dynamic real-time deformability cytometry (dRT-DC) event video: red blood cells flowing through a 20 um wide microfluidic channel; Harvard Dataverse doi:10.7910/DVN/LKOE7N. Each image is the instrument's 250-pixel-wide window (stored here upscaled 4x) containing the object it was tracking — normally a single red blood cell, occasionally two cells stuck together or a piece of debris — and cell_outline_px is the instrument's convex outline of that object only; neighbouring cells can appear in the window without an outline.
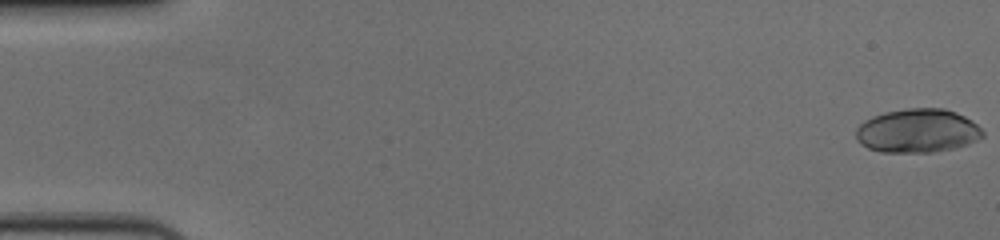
{"species": "human", "species_latin": "Homo sapiens", "temperature_condition": "cold", "stored_images_in_passage": 58, "camera_frame_rate_fps": 3000, "um_per_image_px": 0.085, "donor": {"sex": "female"}, "frame": {"image": 1, "passage_image": 1, "time_ms": 0.0, "image_size_px": [1000, 240], "cell_outline_px": [[984, 136], [968, 144], [952, 148], [932, 152], [880, 152], [868, 148], [860, 144], [856, 140], [856, 128], [864, 120], [872, 116], [884, 112], [908, 108], [944, 108], [956, 112], [964, 116], [976, 124], [984, 132]], "centroid_in_image_um": [77.96, 11.11], "position_along_channel_um": 7.0, "area_um2": 32.43}}
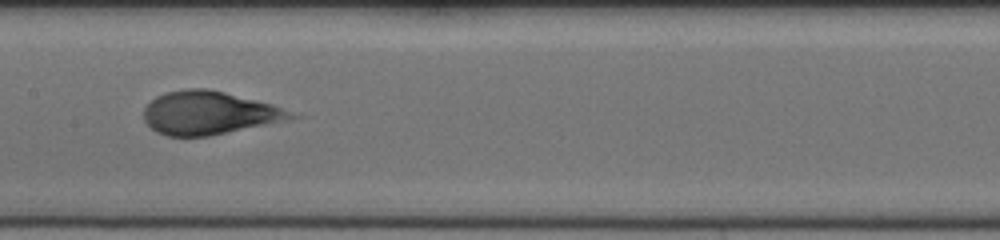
{"frame": {"image": 2, "passage_image": 30, "time_ms": 9.667, "image_size_px": [1000, 240], "cell_outline_px": [[300, 116], [288, 120], [208, 136], [168, 136], [156, 132], [144, 120], [144, 108], [156, 96], [164, 92], [188, 88], [208, 88], [272, 104]], "centroid_in_image_um": [17.74, 9.59], "position_along_channel_um": 189.7, "area_um2": 36.82}}
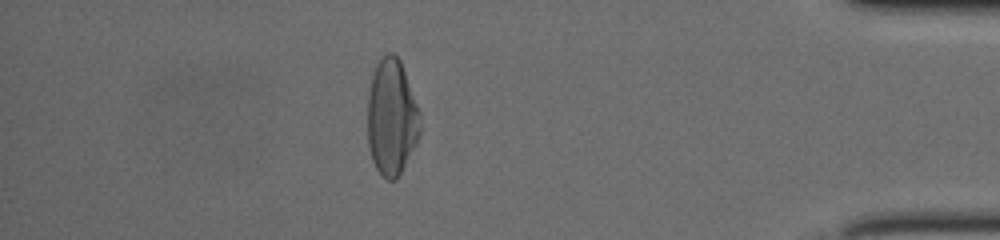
{"frame": {"image": 3, "passage_image": 51, "time_ms": 16.667, "image_size_px": [1000, 240], "cell_outline_px": [[420, 136], [416, 144], [396, 180], [388, 180], [376, 168], [372, 160], [368, 144], [368, 96], [372, 76], [376, 64], [388, 52], [392, 52], [400, 60], [420, 112]], "centroid_in_image_um": [33.29, 9.98], "position_along_channel_um": 401.9, "area_um2": 35.37}, "authors_computed_cell_mechanics": {"area_um2": 35.7493, "velocity_mm_per_s": 3.643, "shape_relaxation_time_tau1_ms": 7.816, "shape_relaxation_time_tau2_ms": null, "deformation_change_tau1": 0.3094, "deformation_change_tau2": null}}